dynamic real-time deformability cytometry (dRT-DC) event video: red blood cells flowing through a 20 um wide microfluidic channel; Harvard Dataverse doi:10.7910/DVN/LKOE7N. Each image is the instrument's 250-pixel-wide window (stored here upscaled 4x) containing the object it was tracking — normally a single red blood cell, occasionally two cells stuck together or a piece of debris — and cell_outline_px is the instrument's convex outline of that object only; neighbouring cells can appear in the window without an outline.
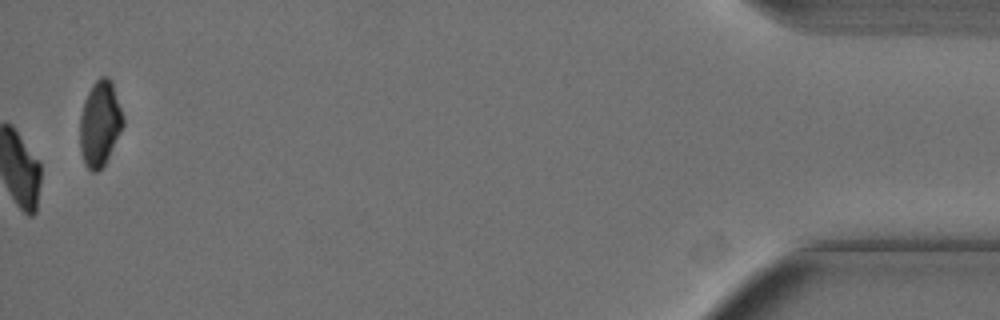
{"species": "Egyptian fruit bat (a non-hibernating species)", "species_latin": "Rousettus aegyptiacus", "temperature_condition": "cold", "stored_images_in_passage": 48, "camera_frame_rate_fps": 3000, "um_per_image_px": 0.085, "animal": {"sex": "female"}, "frame": {"image": 1, "passage_image": 48, "time_ms": 15.667, "image_size_px": [1000, 320], "cell_outline_px": [[124, 124], [104, 164], [96, 172], [92, 172], [84, 164], [80, 152], [80, 116], [84, 100], [92, 84], [100, 76], [108, 76], [112, 80], [124, 116]], "centroid_in_image_um": [8.49, 10.46], "position_along_channel_um": 426.7, "area_um2": 21.56}, "authors_computed_cell_mechanics": {"area_um2": 22.542, "velocity_mm_per_s": 3.6061, "shape_relaxation_time_tau1_ms": 5.0598, "shape_relaxation_time_tau2_ms": null, "deformation_change_tau1": 0.168, "deformation_change_tau2": null}}